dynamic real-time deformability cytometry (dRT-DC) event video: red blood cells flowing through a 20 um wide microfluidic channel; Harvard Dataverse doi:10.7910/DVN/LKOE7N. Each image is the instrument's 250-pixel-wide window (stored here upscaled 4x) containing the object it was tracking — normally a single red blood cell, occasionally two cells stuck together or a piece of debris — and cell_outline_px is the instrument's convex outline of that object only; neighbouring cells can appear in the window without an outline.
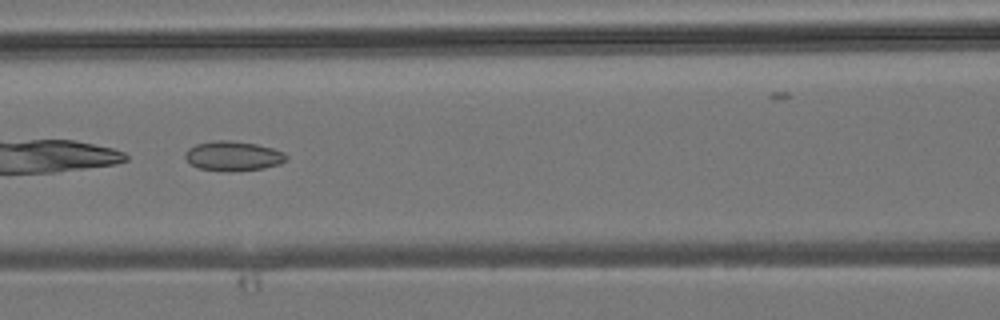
{"species": "common noctule bat (a hibernating species)", "species_latin": "Nyctalus noctula", "temperature_condition": "room temperature", "stored_images_in_passage": 7, "camera_frame_rate_fps": 3000, "um_per_image_px": 0.085, "animal": {"sex": "male", "body_mass_g": 19.2, "forearm_length_mm": 51.8}, "frame": {"image": 1, "passage_image": 6, "time_ms": 6.333, "image_size_px": [1000, 320], "cell_outline_px": [[288, 160], [280, 164], [264, 168], [228, 172], [224, 172], [200, 168], [192, 164], [184, 156], [184, 152], [188, 148], [196, 144], [216, 140], [228, 140], [256, 144], [272, 148], [284, 152], [288, 156]], "centroid_in_image_um": [19.84, 13.26], "position_along_channel_um": 146.8, "area_um2": 17.57}}